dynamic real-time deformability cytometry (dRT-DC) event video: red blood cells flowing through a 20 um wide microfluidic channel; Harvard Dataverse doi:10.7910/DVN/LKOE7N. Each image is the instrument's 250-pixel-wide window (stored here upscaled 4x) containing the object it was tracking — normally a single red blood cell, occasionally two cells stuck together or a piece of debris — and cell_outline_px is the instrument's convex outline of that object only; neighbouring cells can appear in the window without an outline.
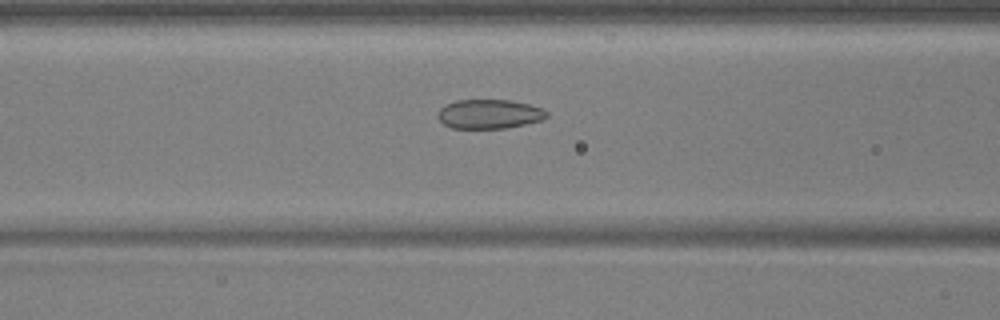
{"species": "common noctule bat (a hibernating species)", "species_latin": "Nyctalus noctula", "temperature_condition": "warm", "stored_images_in_passage": 50, "camera_frame_rate_fps": 3000, "um_per_image_px": 0.085, "animal": {"sex": "male", "body_mass_g": 17.9, "forearm_length_mm": 54.2}, "frame": {"image": 1, "passage_image": 23, "time_ms": 7.333, "image_size_px": [1000, 320], "cell_outline_px": [[548, 116], [544, 120], [508, 128], [452, 128], [444, 124], [436, 116], [440, 108], [444, 104], [456, 100], [512, 100], [544, 108], [548, 112]], "centroid_in_image_um": [41.61, 9.69], "position_along_channel_um": 125.0, "area_um2": 18.84}}
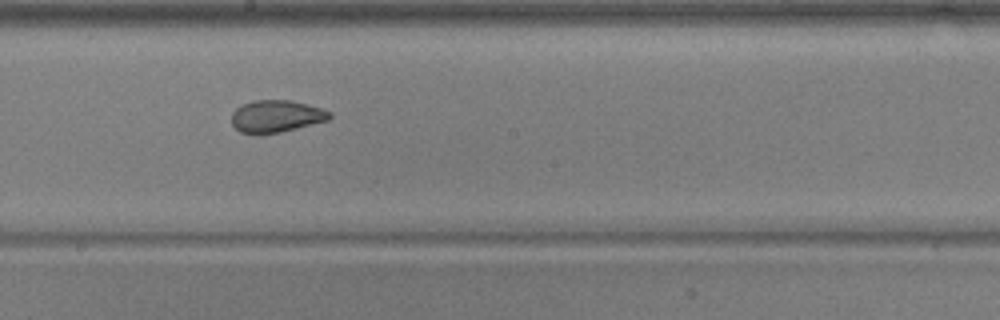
{"frame": {"image": 2, "passage_image": 31, "time_ms": 10.0, "image_size_px": [1000, 320], "cell_outline_px": [[332, 116], [328, 120], [280, 132], [240, 132], [232, 124], [232, 112], [236, 108], [252, 100], [292, 100], [320, 108], [332, 112]], "centroid_in_image_um": [23.5, 9.85], "position_along_channel_um": 224.7, "area_um2": 17.98}}
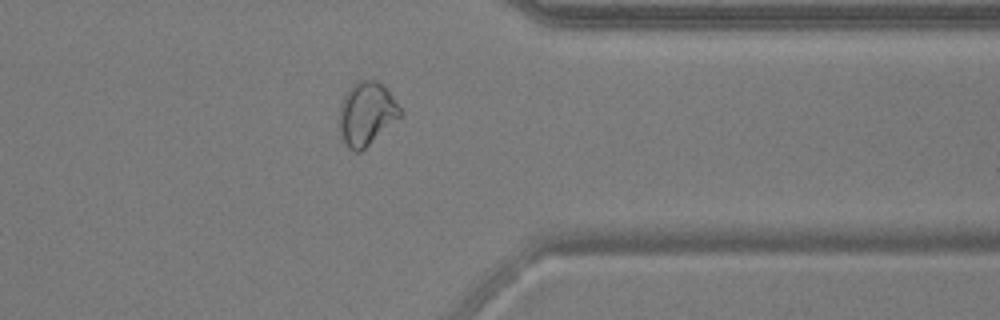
{"frame": {"image": 3, "passage_image": 44, "time_ms": 14.333, "image_size_px": [1000, 320], "cell_outline_px": [[400, 116], [360, 152], [356, 152], [348, 148], [340, 132], [340, 104], [348, 88], [352, 84], [360, 80], [376, 80], [388, 92], [400, 108]], "centroid_in_image_um": [31.11, 9.65], "position_along_channel_um": 380.3, "area_um2": 21.73}}